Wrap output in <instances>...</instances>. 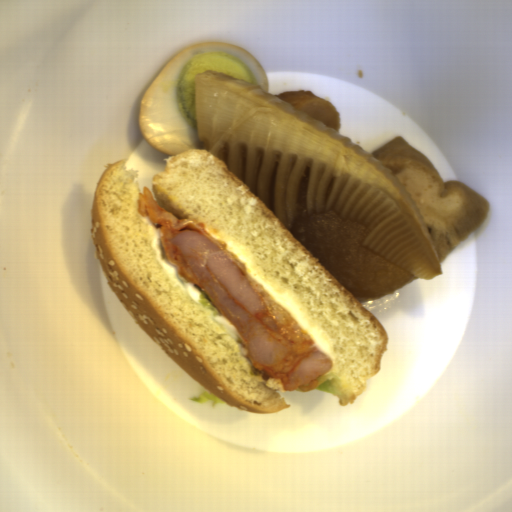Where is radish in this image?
<instances>
[{
    "instance_id": "obj_1",
    "label": "radish",
    "mask_w": 512,
    "mask_h": 512,
    "mask_svg": "<svg viewBox=\"0 0 512 512\" xmlns=\"http://www.w3.org/2000/svg\"><path fill=\"white\" fill-rule=\"evenodd\" d=\"M309 171L298 185L294 220L286 228L354 299H372L402 288L420 276L381 256L361 240V222L334 211L309 214L305 208Z\"/></svg>"
}]
</instances>
